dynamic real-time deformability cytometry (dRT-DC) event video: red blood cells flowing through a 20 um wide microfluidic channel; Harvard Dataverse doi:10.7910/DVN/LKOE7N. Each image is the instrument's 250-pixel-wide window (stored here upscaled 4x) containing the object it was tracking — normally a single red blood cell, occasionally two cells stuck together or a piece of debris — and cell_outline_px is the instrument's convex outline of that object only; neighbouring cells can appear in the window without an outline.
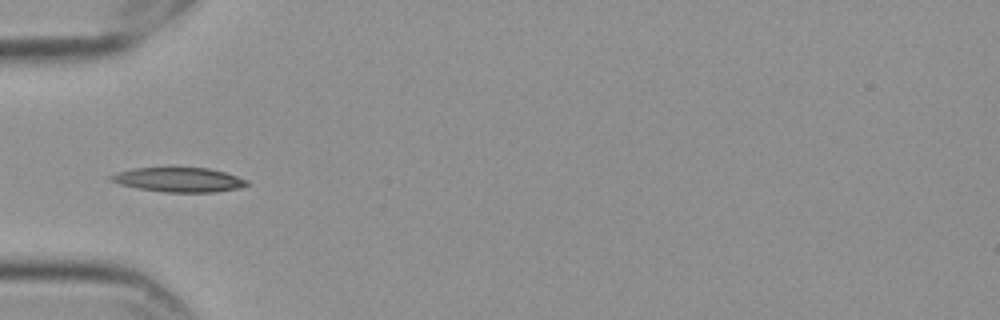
{"species": "Egyptian fruit bat (a non-hibernating species)", "species_latin": "Rousettus aegyptiacus", "temperature_condition": "cold", "stored_images_in_passage": 39, "camera_frame_rate_fps": 3000, "um_per_image_px": 0.085, "frame": {"image": 1, "passage_image": 1, "time_ms": 0.0, "image_size_px": [1000, 320], "cell_outline_px": [[248, 184], [240, 188], [216, 192], [164, 192], [136, 188], [120, 184], [108, 180], [108, 176], [116, 172], [132, 168], [208, 168], [224, 172], [248, 180]], "centroid_in_image_um": [15.16, 15.28], "position_along_channel_um": 69.8, "area_um2": 19.42}}
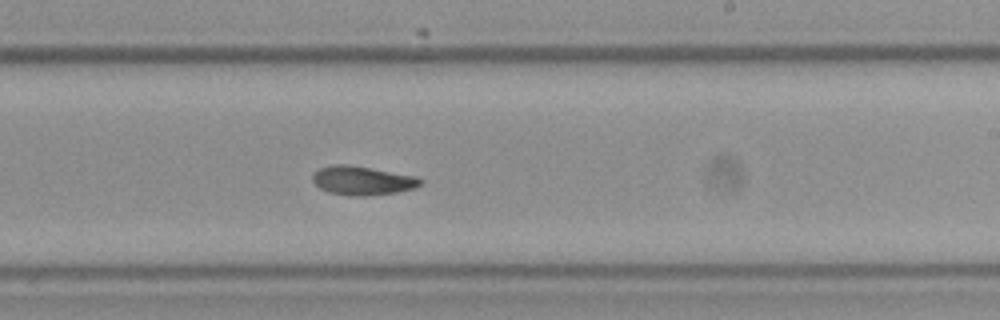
{"frame": {"image": 2, "passage_image": 17, "time_ms": 5.333, "image_size_px": [1000, 320], "cell_outline_px": [[424, 184], [416, 188], [396, 192], [368, 196], [348, 196], [328, 192], [320, 188], [312, 180], [312, 176], [320, 168], [336, 164], [344, 164], [416, 176], [424, 180]], "centroid_in_image_um": [30.84, 15.37], "position_along_channel_um": 258.2, "area_um2": 18.09}}
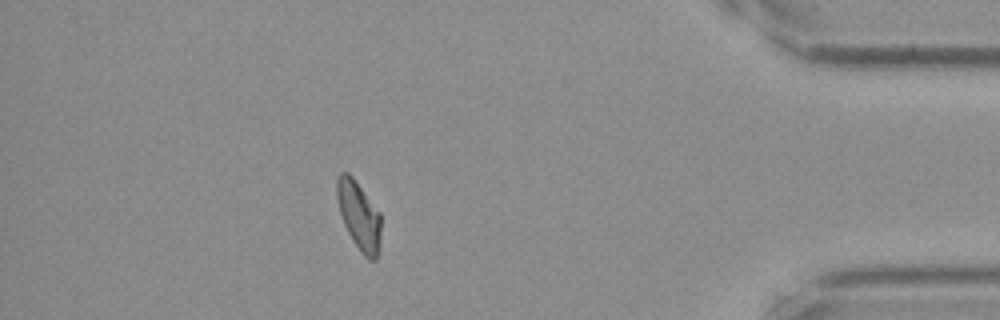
{"frame": {"image": 3, "passage_image": 33, "time_ms": 10.667, "image_size_px": [1000, 320], "cell_outline_px": [[380, 248], [376, 260], [368, 260], [360, 252], [352, 240], [344, 224], [340, 212], [336, 196], [336, 180], [340, 172], [348, 172], [352, 176], [380, 212]], "centroid_in_image_um": [30.51, 18.34], "position_along_channel_um": 404.7, "area_um2": 17.69}, "authors_computed_cell_mechanics": {"area_um2": 17.9758, "velocity_mm_per_s": 3.5292, "shape_relaxation_time_tau1_ms": 5.3897, "shape_relaxation_time_tau2_ms": 9.1233, "deformation_change_tau1": 0.154, "deformation_change_tau2": 0.1249}}